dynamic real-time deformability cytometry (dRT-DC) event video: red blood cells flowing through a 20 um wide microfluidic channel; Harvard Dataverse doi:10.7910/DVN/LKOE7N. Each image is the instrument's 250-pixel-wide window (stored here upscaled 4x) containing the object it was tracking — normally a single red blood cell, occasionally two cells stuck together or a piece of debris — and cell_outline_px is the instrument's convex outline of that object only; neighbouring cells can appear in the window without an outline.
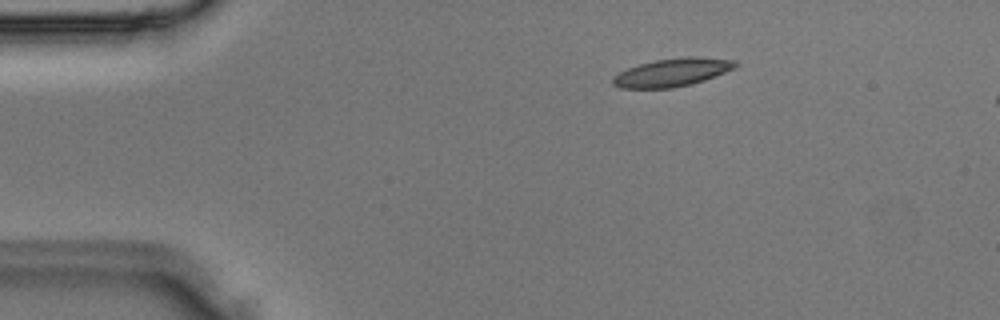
{"species": "Egyptian fruit bat (a non-hibernating species)", "species_latin": "Rousettus aegyptiacus", "temperature_condition": "room temperature", "stored_images_in_passage": 3, "camera_frame_rate_fps": 3000, "um_per_image_px": 0.085, "animal": {"sex": "male"}, "frame": {"image": 1, "passage_image": 1, "time_ms": 0.0, "image_size_px": [1000, 320], "cell_outline_px": [[740, 64], [736, 68], [704, 80], [692, 84], [672, 88], [620, 88], [612, 84], [612, 76], [628, 68], [640, 64], [656, 60], [688, 56], [700, 56], [736, 60]], "centroid_in_image_um": [57.18, 6.15], "position_along_channel_um": 27.8, "area_um2": 20.23}}